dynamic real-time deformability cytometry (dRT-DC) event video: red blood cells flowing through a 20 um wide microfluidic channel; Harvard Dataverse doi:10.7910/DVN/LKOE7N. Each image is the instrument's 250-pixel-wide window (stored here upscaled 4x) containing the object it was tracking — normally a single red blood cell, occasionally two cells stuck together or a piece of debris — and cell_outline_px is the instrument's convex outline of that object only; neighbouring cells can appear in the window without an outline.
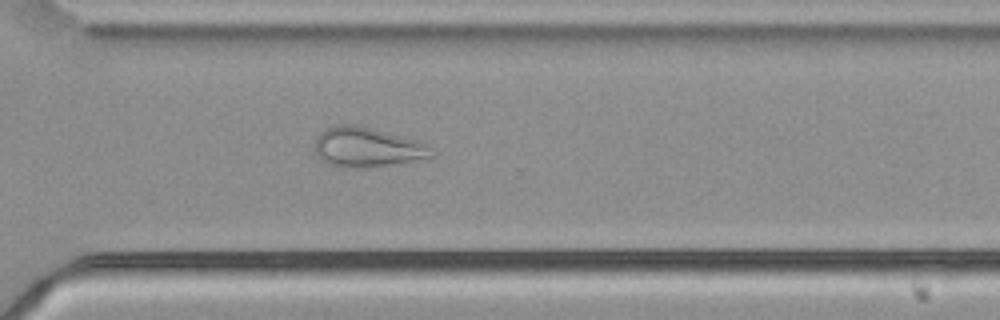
{"species": "common noctule bat (a hibernating species)", "species_latin": "Nyctalus noctula", "temperature_condition": "cold", "stored_images_in_passage": 49, "camera_frame_rate_fps": 3000, "um_per_image_px": 0.085, "animal": {"sex": "male", "body_mass_g": 21.5, "forearm_length_mm": 52.0}, "frame": {"image": 1, "passage_image": 34, "time_ms": 11.0, "image_size_px": [1000, 320], "cell_outline_px": [[436, 156], [392, 164], [352, 168], [340, 168], [328, 164], [320, 160], [316, 152], [316, 136], [324, 128], [332, 124], [356, 124], [420, 140]], "centroid_in_image_um": [31.14, 12.49], "position_along_channel_um": 339.5, "area_um2": 27.11}}
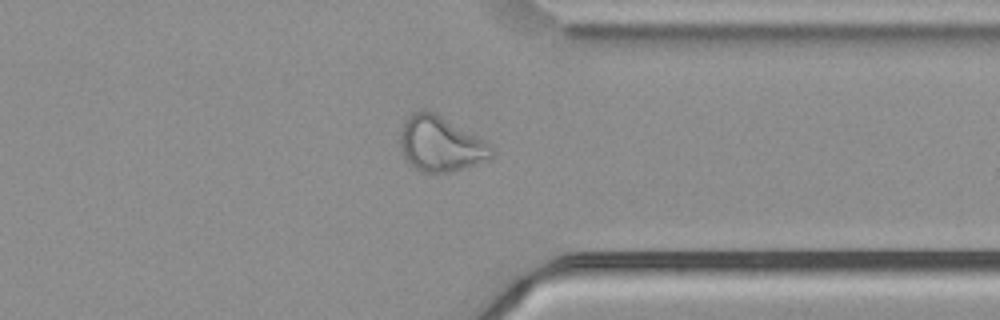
{"frame": {"image": 2, "passage_image": 37, "time_ms": 12.0, "image_size_px": [1000, 320], "cell_outline_px": [[496, 152], [492, 160], [452, 172], [420, 172], [408, 164], [400, 152], [400, 128], [404, 120], [412, 112], [420, 108], [424, 108], [440, 116], [476, 136], [488, 144]], "centroid_in_image_um": [37.41, 12.26], "position_along_channel_um": 374.0, "area_um2": 29.77}}